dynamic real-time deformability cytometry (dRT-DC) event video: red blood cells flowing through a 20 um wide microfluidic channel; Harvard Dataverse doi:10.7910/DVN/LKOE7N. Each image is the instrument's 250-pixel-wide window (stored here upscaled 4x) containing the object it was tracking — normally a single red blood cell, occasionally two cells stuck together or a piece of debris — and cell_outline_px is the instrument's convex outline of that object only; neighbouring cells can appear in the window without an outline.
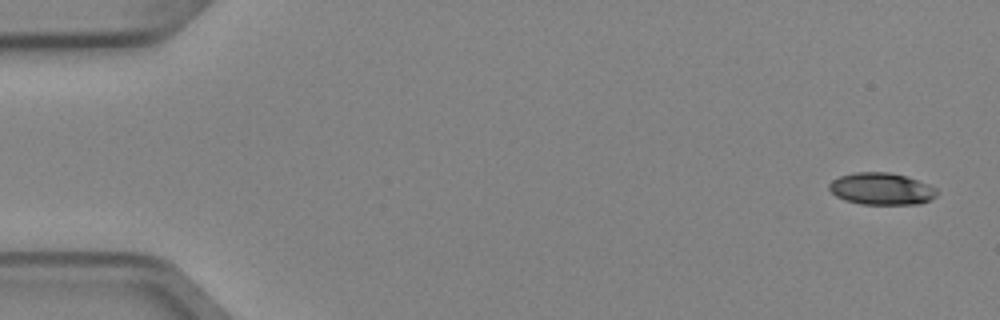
{"species": "Egyptian fruit bat (a non-hibernating species)", "species_latin": "Rousettus aegyptiacus", "temperature_condition": "cold", "stored_images_in_passage": 5, "camera_frame_rate_fps": 3000, "um_per_image_px": 0.085, "animal": {"sex": "female"}, "frame": {"image": 1, "passage_image": 1, "time_ms": 0.0, "image_size_px": [1000, 320], "cell_outline_px": [[940, 192], [936, 196], [920, 204], [860, 204], [844, 200], [836, 196], [828, 188], [828, 184], [832, 180], [840, 176], [856, 172], [888, 172], [908, 176], [928, 184], [936, 188]], "centroid_in_image_um": [74.93, 16.05], "position_along_channel_um": 10.1, "area_um2": 20.23}}
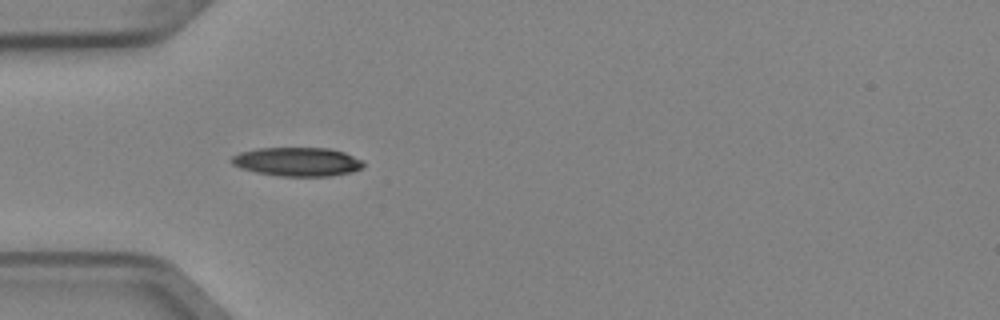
{"frame": {"image": 2, "passage_image": 4, "time_ms": 1.0, "image_size_px": [1000, 320], "cell_outline_px": [[364, 164], [360, 168], [352, 172], [328, 176], [280, 176], [256, 172], [240, 168], [232, 164], [228, 160], [232, 156], [240, 152], [256, 148], [328, 148], [344, 152], [360, 160]], "centroid_in_image_um": [25.21, 13.74], "position_along_channel_um": 59.8, "area_um2": 22.08}}
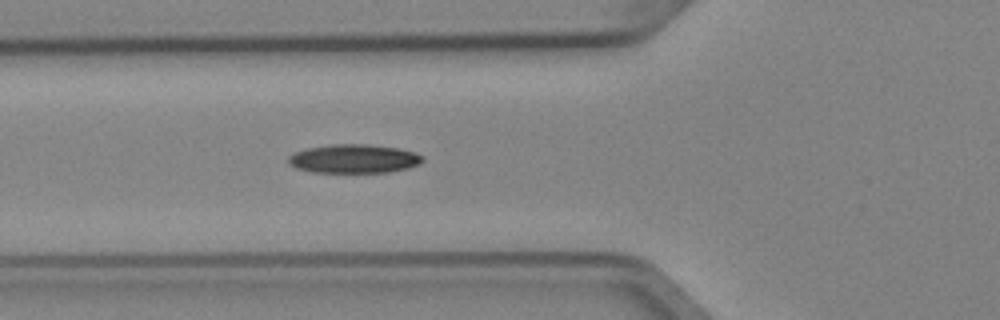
{"frame": {"image": 3, "passage_image": 5, "time_ms": 1.333, "image_size_px": [1000, 320], "cell_outline_px": [[424, 160], [420, 164], [408, 168], [388, 172], [312, 172], [296, 168], [288, 164], [288, 156], [296, 152], [308, 148], [332, 144], [364, 144], [396, 148], [412, 152], [424, 156]], "centroid_in_image_um": [30.07, 13.5], "position_along_channel_um": 95.7, "area_um2": 22.37}}